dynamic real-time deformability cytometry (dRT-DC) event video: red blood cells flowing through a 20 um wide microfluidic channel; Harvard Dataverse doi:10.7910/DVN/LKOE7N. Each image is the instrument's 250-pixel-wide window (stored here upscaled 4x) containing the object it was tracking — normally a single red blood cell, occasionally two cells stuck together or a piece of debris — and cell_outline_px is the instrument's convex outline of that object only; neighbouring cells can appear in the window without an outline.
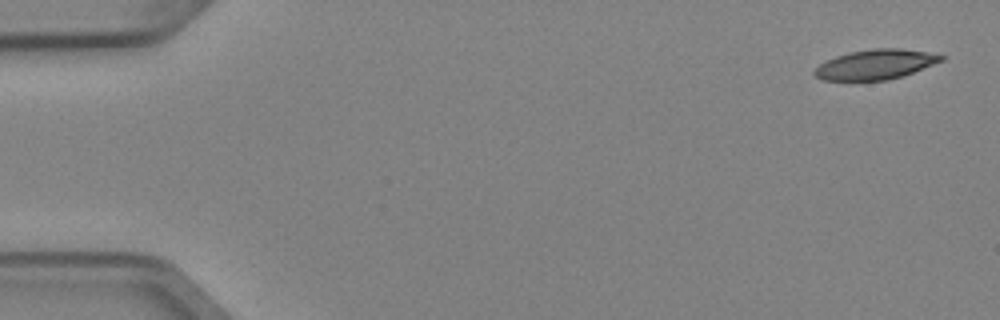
{"species": "Egyptian fruit bat (a non-hibernating species)", "species_latin": "Rousettus aegyptiacus", "temperature_condition": "cold", "stored_images_in_passage": 4, "camera_frame_rate_fps": 3000, "um_per_image_px": 0.085, "animal": {"sex": "female"}, "frame": {"image": 1, "passage_image": 1, "time_ms": 0.0, "image_size_px": [1000, 320], "cell_outline_px": [[944, 60], [904, 76], [888, 80], [820, 80], [812, 72], [820, 64], [836, 56], [848, 52], [872, 48], [900, 48], [924, 52], [944, 56]], "centroid_in_image_um": [74.4, 5.48], "position_along_channel_um": 10.6, "area_um2": 21.96}}
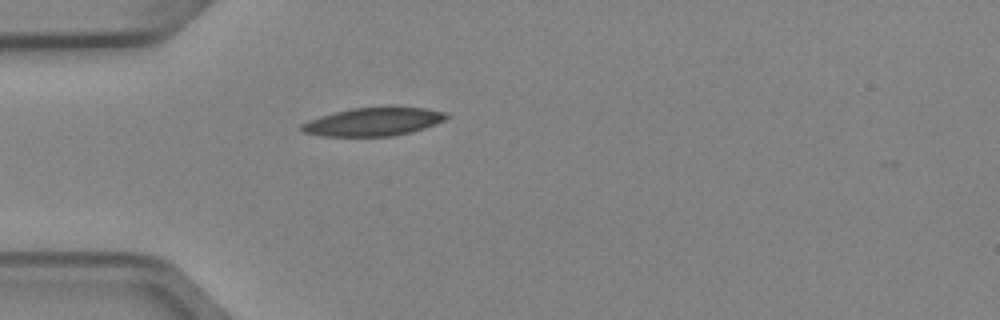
{"frame": {"image": 2, "passage_image": 4, "time_ms": 1.0, "image_size_px": [1000, 320], "cell_outline_px": [[448, 116], [444, 120], [424, 128], [412, 132], [392, 136], [320, 136], [300, 132], [296, 128], [300, 124], [308, 120], [320, 116], [352, 108], [388, 104], [396, 104], [424, 108], [448, 112]], "centroid_in_image_um": [31.72, 10.31], "position_along_channel_um": 53.3, "area_um2": 24.91}}